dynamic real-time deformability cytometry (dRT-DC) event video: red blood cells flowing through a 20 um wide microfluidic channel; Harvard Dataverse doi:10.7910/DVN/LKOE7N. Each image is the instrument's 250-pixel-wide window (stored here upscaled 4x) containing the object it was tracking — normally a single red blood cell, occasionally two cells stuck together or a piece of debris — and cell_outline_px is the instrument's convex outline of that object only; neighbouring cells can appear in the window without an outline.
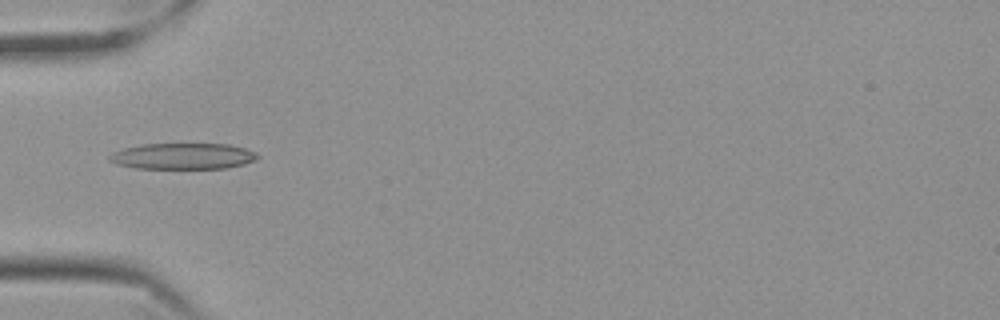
{"species": "Egyptian fruit bat (a non-hibernating species)", "species_latin": "Rousettus aegyptiacus", "temperature_condition": "cold", "stored_images_in_passage": 39, "camera_frame_rate_fps": 3000, "um_per_image_px": 0.085, "frame": {"image": 1, "passage_image": 1, "time_ms": 0.0, "image_size_px": [1000, 320], "cell_outline_px": [[260, 156], [256, 160], [244, 164], [224, 168], [136, 168], [116, 164], [108, 160], [108, 156], [112, 152], [124, 148], [140, 144], [228, 144], [244, 148], [256, 152]], "centroid_in_image_um": [15.53, 13.27], "position_along_channel_um": 69.5, "area_um2": 22.54}}
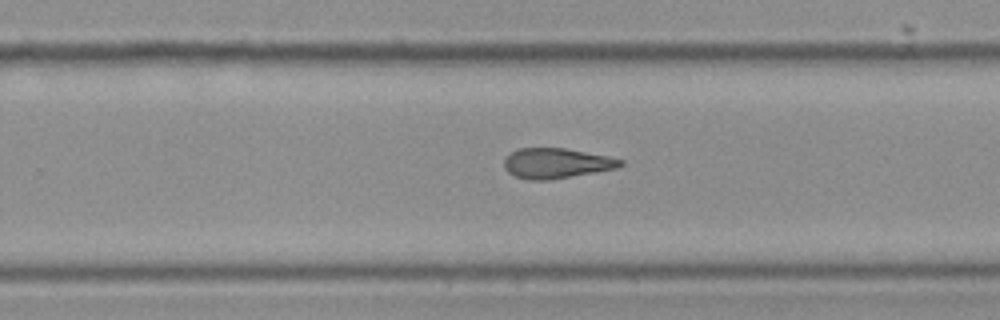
{"frame": {"image": 2, "passage_image": 19, "time_ms": 6.0, "image_size_px": [1000, 320], "cell_outline_px": [[624, 164], [616, 168], [596, 172], [548, 180], [528, 180], [516, 176], [508, 172], [504, 168], [504, 160], [512, 152], [520, 148], [564, 148], [608, 156], [624, 160]], "centroid_in_image_um": [47.3, 13.88], "position_along_channel_um": 282.5, "area_um2": 20.29}}
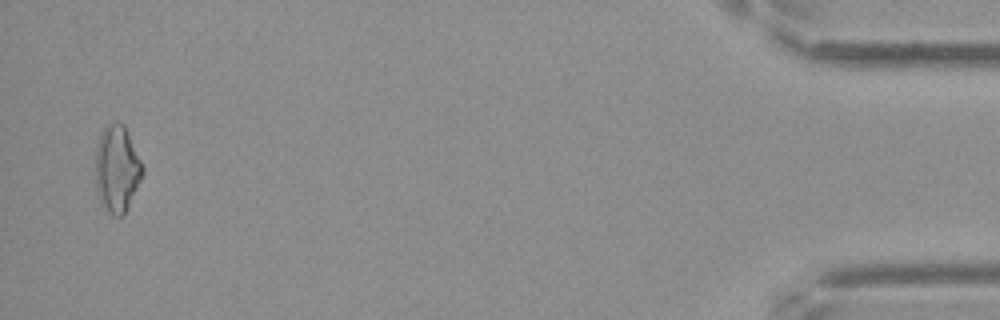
{"frame": {"image": 3, "passage_image": 38, "time_ms": 12.333, "image_size_px": [1000, 320], "cell_outline_px": [[144, 172], [124, 216], [116, 216], [100, 204], [96, 188], [96, 144], [100, 132], [108, 124], [124, 124], [144, 168]], "centroid_in_image_um": [9.93, 14.36], "position_along_channel_um": 425.3, "area_um2": 23.64}, "authors_computed_cell_mechanics": {"area_um2": 20.808, "velocity_mm_per_s": 3.541, "shape_relaxation_time_tau1_ms": null, "shape_relaxation_time_tau2_ms": 8.2524, "deformation_change_tau1": null, "deformation_change_tau2": 0.2059}}